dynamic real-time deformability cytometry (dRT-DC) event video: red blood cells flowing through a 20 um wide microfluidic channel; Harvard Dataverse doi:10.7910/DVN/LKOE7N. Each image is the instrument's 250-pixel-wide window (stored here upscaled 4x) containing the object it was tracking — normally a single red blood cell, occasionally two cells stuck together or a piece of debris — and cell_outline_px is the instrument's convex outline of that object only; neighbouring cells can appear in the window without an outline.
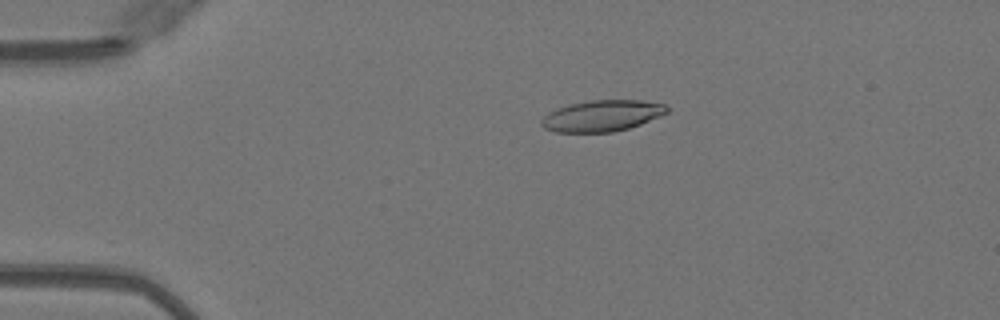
{"species": "Egyptian fruit bat (a non-hibernating species)", "species_latin": "Rousettus aegyptiacus", "temperature_condition": "warm", "stored_images_in_passage": 41, "camera_frame_rate_fps": 3000, "um_per_image_px": 0.085, "animal": {"sex": "female"}, "frame": {"image": 1, "passage_image": 1, "time_ms": 0.0, "image_size_px": [1000, 320], "cell_outline_px": [[668, 112], [660, 116], [640, 124], [628, 128], [612, 132], [556, 132], [544, 128], [540, 124], [540, 120], [548, 112], [556, 108], [568, 104], [592, 100], [640, 100], [664, 104], [668, 108]], "centroid_in_image_um": [51.14, 9.84], "position_along_channel_um": 33.9, "area_um2": 22.83}}
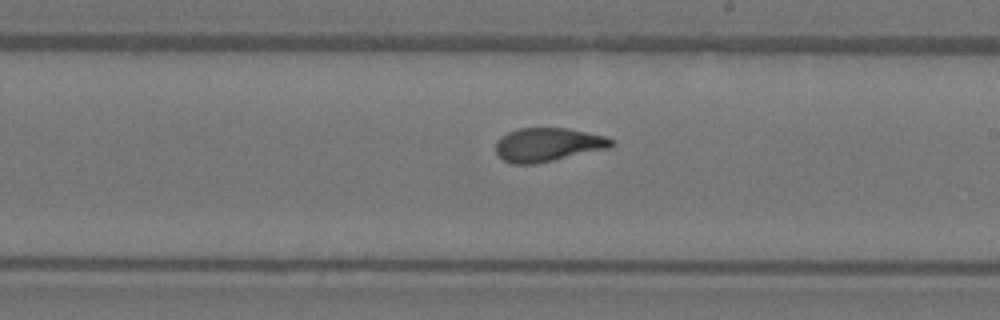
{"frame": {"image": 2, "passage_image": 20, "time_ms": 6.333, "image_size_px": [1000, 320], "cell_outline_px": [[616, 140], [608, 148], [536, 164], [512, 164], [504, 160], [496, 152], [496, 140], [500, 136], [508, 132], [520, 128], [568, 128], [604, 136]], "centroid_in_image_um": [46.54, 12.29], "position_along_channel_um": 242.5, "area_um2": 22.6}}
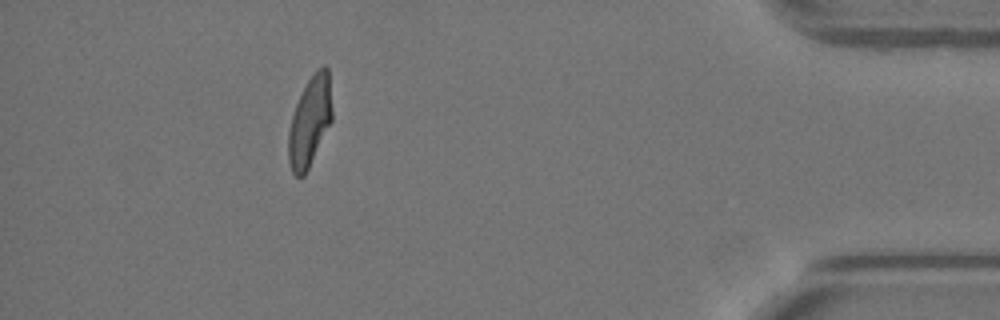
{"frame": {"image": 3, "passage_image": 36, "time_ms": 11.667, "image_size_px": [1000, 320], "cell_outline_px": [[332, 120], [304, 176], [296, 176], [292, 172], [288, 160], [288, 132], [292, 116], [296, 104], [308, 80], [324, 64], [328, 68], [332, 108]], "centroid_in_image_um": [26.33, 10.34], "position_along_channel_um": 408.9, "area_um2": 22.43}, "authors_computed_cell_mechanics": {"area_um2": 23.0622, "velocity_mm_per_s": 4.074, "shape_relaxation_time_tau1_ms": 4.9592, "shape_relaxation_time_tau2_ms": 1.3308, "deformation_change_tau1": 0.2186, "deformation_change_tau2": 0.0611}}